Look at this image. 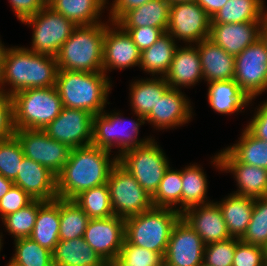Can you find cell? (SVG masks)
I'll return each mask as SVG.
<instances>
[{
    "instance_id": "29",
    "label": "cell",
    "mask_w": 267,
    "mask_h": 266,
    "mask_svg": "<svg viewBox=\"0 0 267 266\" xmlns=\"http://www.w3.org/2000/svg\"><path fill=\"white\" fill-rule=\"evenodd\" d=\"M54 266H97L104 260L84 240H60L52 252Z\"/></svg>"
},
{
    "instance_id": "59",
    "label": "cell",
    "mask_w": 267,
    "mask_h": 266,
    "mask_svg": "<svg viewBox=\"0 0 267 266\" xmlns=\"http://www.w3.org/2000/svg\"><path fill=\"white\" fill-rule=\"evenodd\" d=\"M6 266H18L17 264L13 263L11 260L9 261V263H7Z\"/></svg>"
},
{
    "instance_id": "43",
    "label": "cell",
    "mask_w": 267,
    "mask_h": 266,
    "mask_svg": "<svg viewBox=\"0 0 267 266\" xmlns=\"http://www.w3.org/2000/svg\"><path fill=\"white\" fill-rule=\"evenodd\" d=\"M162 263L164 257L160 253L132 245L126 240L120 254L114 260L115 266H160Z\"/></svg>"
},
{
    "instance_id": "6",
    "label": "cell",
    "mask_w": 267,
    "mask_h": 266,
    "mask_svg": "<svg viewBox=\"0 0 267 266\" xmlns=\"http://www.w3.org/2000/svg\"><path fill=\"white\" fill-rule=\"evenodd\" d=\"M11 98L15 129L44 130L63 108L55 86L22 90Z\"/></svg>"
},
{
    "instance_id": "50",
    "label": "cell",
    "mask_w": 267,
    "mask_h": 266,
    "mask_svg": "<svg viewBox=\"0 0 267 266\" xmlns=\"http://www.w3.org/2000/svg\"><path fill=\"white\" fill-rule=\"evenodd\" d=\"M246 128L258 139L267 141V100L257 108Z\"/></svg>"
},
{
    "instance_id": "30",
    "label": "cell",
    "mask_w": 267,
    "mask_h": 266,
    "mask_svg": "<svg viewBox=\"0 0 267 266\" xmlns=\"http://www.w3.org/2000/svg\"><path fill=\"white\" fill-rule=\"evenodd\" d=\"M107 0H47V5L77 26L101 23ZM98 19V20H97Z\"/></svg>"
},
{
    "instance_id": "46",
    "label": "cell",
    "mask_w": 267,
    "mask_h": 266,
    "mask_svg": "<svg viewBox=\"0 0 267 266\" xmlns=\"http://www.w3.org/2000/svg\"><path fill=\"white\" fill-rule=\"evenodd\" d=\"M34 199L19 186L12 188L0 199V217L3 219L7 215L17 212L28 206Z\"/></svg>"
},
{
    "instance_id": "28",
    "label": "cell",
    "mask_w": 267,
    "mask_h": 266,
    "mask_svg": "<svg viewBox=\"0 0 267 266\" xmlns=\"http://www.w3.org/2000/svg\"><path fill=\"white\" fill-rule=\"evenodd\" d=\"M216 203L220 207L230 236L241 239L250 223L255 199L232 193Z\"/></svg>"
},
{
    "instance_id": "9",
    "label": "cell",
    "mask_w": 267,
    "mask_h": 266,
    "mask_svg": "<svg viewBox=\"0 0 267 266\" xmlns=\"http://www.w3.org/2000/svg\"><path fill=\"white\" fill-rule=\"evenodd\" d=\"M21 22L33 27L32 48L30 47L28 50L53 57H56L61 46L77 27L48 5Z\"/></svg>"
},
{
    "instance_id": "12",
    "label": "cell",
    "mask_w": 267,
    "mask_h": 266,
    "mask_svg": "<svg viewBox=\"0 0 267 266\" xmlns=\"http://www.w3.org/2000/svg\"><path fill=\"white\" fill-rule=\"evenodd\" d=\"M234 80L250 100L267 90V47L261 38L235 56Z\"/></svg>"
},
{
    "instance_id": "48",
    "label": "cell",
    "mask_w": 267,
    "mask_h": 266,
    "mask_svg": "<svg viewBox=\"0 0 267 266\" xmlns=\"http://www.w3.org/2000/svg\"><path fill=\"white\" fill-rule=\"evenodd\" d=\"M122 29L128 32L140 51L151 47L164 34L160 28L150 26Z\"/></svg>"
},
{
    "instance_id": "1",
    "label": "cell",
    "mask_w": 267,
    "mask_h": 266,
    "mask_svg": "<svg viewBox=\"0 0 267 266\" xmlns=\"http://www.w3.org/2000/svg\"><path fill=\"white\" fill-rule=\"evenodd\" d=\"M91 145L71 150L69 160L57 175V197L73 199L84 190L107 183L118 156Z\"/></svg>"
},
{
    "instance_id": "22",
    "label": "cell",
    "mask_w": 267,
    "mask_h": 266,
    "mask_svg": "<svg viewBox=\"0 0 267 266\" xmlns=\"http://www.w3.org/2000/svg\"><path fill=\"white\" fill-rule=\"evenodd\" d=\"M220 171H228L234 175L238 190L233 194L261 198L267 197V170L241 162H220L219 153L211 161Z\"/></svg>"
},
{
    "instance_id": "31",
    "label": "cell",
    "mask_w": 267,
    "mask_h": 266,
    "mask_svg": "<svg viewBox=\"0 0 267 266\" xmlns=\"http://www.w3.org/2000/svg\"><path fill=\"white\" fill-rule=\"evenodd\" d=\"M59 198L46 201L38 210V215L34 229L30 238L41 247L47 248L51 252L59 240Z\"/></svg>"
},
{
    "instance_id": "8",
    "label": "cell",
    "mask_w": 267,
    "mask_h": 266,
    "mask_svg": "<svg viewBox=\"0 0 267 266\" xmlns=\"http://www.w3.org/2000/svg\"><path fill=\"white\" fill-rule=\"evenodd\" d=\"M153 138L149 143L126 150L118 156V163L131 173L152 197L157 191L169 161Z\"/></svg>"
},
{
    "instance_id": "13",
    "label": "cell",
    "mask_w": 267,
    "mask_h": 266,
    "mask_svg": "<svg viewBox=\"0 0 267 266\" xmlns=\"http://www.w3.org/2000/svg\"><path fill=\"white\" fill-rule=\"evenodd\" d=\"M211 17L195 2H176L171 4L168 29L174 40L199 43L210 36Z\"/></svg>"
},
{
    "instance_id": "53",
    "label": "cell",
    "mask_w": 267,
    "mask_h": 266,
    "mask_svg": "<svg viewBox=\"0 0 267 266\" xmlns=\"http://www.w3.org/2000/svg\"><path fill=\"white\" fill-rule=\"evenodd\" d=\"M14 182L0 174V199L12 188Z\"/></svg>"
},
{
    "instance_id": "4",
    "label": "cell",
    "mask_w": 267,
    "mask_h": 266,
    "mask_svg": "<svg viewBox=\"0 0 267 266\" xmlns=\"http://www.w3.org/2000/svg\"><path fill=\"white\" fill-rule=\"evenodd\" d=\"M107 23L77 26L61 46L56 61L59 70L103 72V49Z\"/></svg>"
},
{
    "instance_id": "58",
    "label": "cell",
    "mask_w": 267,
    "mask_h": 266,
    "mask_svg": "<svg viewBox=\"0 0 267 266\" xmlns=\"http://www.w3.org/2000/svg\"><path fill=\"white\" fill-rule=\"evenodd\" d=\"M265 266H267V244L263 247Z\"/></svg>"
},
{
    "instance_id": "19",
    "label": "cell",
    "mask_w": 267,
    "mask_h": 266,
    "mask_svg": "<svg viewBox=\"0 0 267 266\" xmlns=\"http://www.w3.org/2000/svg\"><path fill=\"white\" fill-rule=\"evenodd\" d=\"M181 89L169 88L145 118L157 129H169L188 123L192 118V107Z\"/></svg>"
},
{
    "instance_id": "54",
    "label": "cell",
    "mask_w": 267,
    "mask_h": 266,
    "mask_svg": "<svg viewBox=\"0 0 267 266\" xmlns=\"http://www.w3.org/2000/svg\"><path fill=\"white\" fill-rule=\"evenodd\" d=\"M261 39L265 42L266 47H267V14L265 15L263 22H262Z\"/></svg>"
},
{
    "instance_id": "11",
    "label": "cell",
    "mask_w": 267,
    "mask_h": 266,
    "mask_svg": "<svg viewBox=\"0 0 267 266\" xmlns=\"http://www.w3.org/2000/svg\"><path fill=\"white\" fill-rule=\"evenodd\" d=\"M24 156L49 169L56 176L69 160L71 148L50 138L44 130L15 129Z\"/></svg>"
},
{
    "instance_id": "21",
    "label": "cell",
    "mask_w": 267,
    "mask_h": 266,
    "mask_svg": "<svg viewBox=\"0 0 267 266\" xmlns=\"http://www.w3.org/2000/svg\"><path fill=\"white\" fill-rule=\"evenodd\" d=\"M13 182L34 200L52 201L57 198V176L32 159H22Z\"/></svg>"
},
{
    "instance_id": "56",
    "label": "cell",
    "mask_w": 267,
    "mask_h": 266,
    "mask_svg": "<svg viewBox=\"0 0 267 266\" xmlns=\"http://www.w3.org/2000/svg\"><path fill=\"white\" fill-rule=\"evenodd\" d=\"M97 266H115V265H114V261L104 260L103 262H101Z\"/></svg>"
},
{
    "instance_id": "36",
    "label": "cell",
    "mask_w": 267,
    "mask_h": 266,
    "mask_svg": "<svg viewBox=\"0 0 267 266\" xmlns=\"http://www.w3.org/2000/svg\"><path fill=\"white\" fill-rule=\"evenodd\" d=\"M59 240L82 238L90 218L72 200L59 198Z\"/></svg>"
},
{
    "instance_id": "49",
    "label": "cell",
    "mask_w": 267,
    "mask_h": 266,
    "mask_svg": "<svg viewBox=\"0 0 267 266\" xmlns=\"http://www.w3.org/2000/svg\"><path fill=\"white\" fill-rule=\"evenodd\" d=\"M9 2L20 21L35 15L47 5V0H10Z\"/></svg>"
},
{
    "instance_id": "2",
    "label": "cell",
    "mask_w": 267,
    "mask_h": 266,
    "mask_svg": "<svg viewBox=\"0 0 267 266\" xmlns=\"http://www.w3.org/2000/svg\"><path fill=\"white\" fill-rule=\"evenodd\" d=\"M56 57L37 54L24 47L7 48L0 74V89L8 96L32 89L52 87L58 73ZM11 89L6 91L5 84Z\"/></svg>"
},
{
    "instance_id": "20",
    "label": "cell",
    "mask_w": 267,
    "mask_h": 266,
    "mask_svg": "<svg viewBox=\"0 0 267 266\" xmlns=\"http://www.w3.org/2000/svg\"><path fill=\"white\" fill-rule=\"evenodd\" d=\"M262 22L211 24L209 39L228 54L237 56L261 38Z\"/></svg>"
},
{
    "instance_id": "38",
    "label": "cell",
    "mask_w": 267,
    "mask_h": 266,
    "mask_svg": "<svg viewBox=\"0 0 267 266\" xmlns=\"http://www.w3.org/2000/svg\"><path fill=\"white\" fill-rule=\"evenodd\" d=\"M182 186L181 170H172L169 166L157 191L152 196L153 207L176 209L175 205L180 204L176 210L181 214Z\"/></svg>"
},
{
    "instance_id": "17",
    "label": "cell",
    "mask_w": 267,
    "mask_h": 266,
    "mask_svg": "<svg viewBox=\"0 0 267 266\" xmlns=\"http://www.w3.org/2000/svg\"><path fill=\"white\" fill-rule=\"evenodd\" d=\"M113 25L112 27L109 25ZM105 30L103 49V73L111 69L123 70L124 68L140 64L141 51L133 42L128 32L124 31L117 23H110Z\"/></svg>"
},
{
    "instance_id": "55",
    "label": "cell",
    "mask_w": 267,
    "mask_h": 266,
    "mask_svg": "<svg viewBox=\"0 0 267 266\" xmlns=\"http://www.w3.org/2000/svg\"><path fill=\"white\" fill-rule=\"evenodd\" d=\"M7 47L2 44V41H0V74L2 71V64H3V58H4V53L6 51Z\"/></svg>"
},
{
    "instance_id": "25",
    "label": "cell",
    "mask_w": 267,
    "mask_h": 266,
    "mask_svg": "<svg viewBox=\"0 0 267 266\" xmlns=\"http://www.w3.org/2000/svg\"><path fill=\"white\" fill-rule=\"evenodd\" d=\"M233 146L219 152L220 162H241L267 170V141L256 138L247 128Z\"/></svg>"
},
{
    "instance_id": "7",
    "label": "cell",
    "mask_w": 267,
    "mask_h": 266,
    "mask_svg": "<svg viewBox=\"0 0 267 266\" xmlns=\"http://www.w3.org/2000/svg\"><path fill=\"white\" fill-rule=\"evenodd\" d=\"M119 113L120 112L107 113L104 110L94 115L92 128V145L108 151H111L114 146L116 148L118 147L120 149L117 156L121 155L126 150L143 146L152 140V137L143 140L139 138L138 140L139 127L145 124L144 117L136 114L138 117L137 121L128 120L122 118ZM126 120L130 121V126L128 128L124 127V124L127 123Z\"/></svg>"
},
{
    "instance_id": "52",
    "label": "cell",
    "mask_w": 267,
    "mask_h": 266,
    "mask_svg": "<svg viewBox=\"0 0 267 266\" xmlns=\"http://www.w3.org/2000/svg\"><path fill=\"white\" fill-rule=\"evenodd\" d=\"M228 0H196V2L205 10L212 18Z\"/></svg>"
},
{
    "instance_id": "5",
    "label": "cell",
    "mask_w": 267,
    "mask_h": 266,
    "mask_svg": "<svg viewBox=\"0 0 267 266\" xmlns=\"http://www.w3.org/2000/svg\"><path fill=\"white\" fill-rule=\"evenodd\" d=\"M181 217L176 209L152 207L125 219V240L165 255L174 224Z\"/></svg>"
},
{
    "instance_id": "39",
    "label": "cell",
    "mask_w": 267,
    "mask_h": 266,
    "mask_svg": "<svg viewBox=\"0 0 267 266\" xmlns=\"http://www.w3.org/2000/svg\"><path fill=\"white\" fill-rule=\"evenodd\" d=\"M45 202L43 200H34L28 206L2 219L5 229L14 237V240L31 236L38 210Z\"/></svg>"
},
{
    "instance_id": "15",
    "label": "cell",
    "mask_w": 267,
    "mask_h": 266,
    "mask_svg": "<svg viewBox=\"0 0 267 266\" xmlns=\"http://www.w3.org/2000/svg\"><path fill=\"white\" fill-rule=\"evenodd\" d=\"M204 248L199 234L180 217L172 228L164 263L167 266H203Z\"/></svg>"
},
{
    "instance_id": "23",
    "label": "cell",
    "mask_w": 267,
    "mask_h": 266,
    "mask_svg": "<svg viewBox=\"0 0 267 266\" xmlns=\"http://www.w3.org/2000/svg\"><path fill=\"white\" fill-rule=\"evenodd\" d=\"M194 46L189 44L176 49L168 73L164 76L170 88L194 86L203 78L200 54L198 47Z\"/></svg>"
},
{
    "instance_id": "3",
    "label": "cell",
    "mask_w": 267,
    "mask_h": 266,
    "mask_svg": "<svg viewBox=\"0 0 267 266\" xmlns=\"http://www.w3.org/2000/svg\"><path fill=\"white\" fill-rule=\"evenodd\" d=\"M111 83L103 72L58 70L55 87L63 107L82 109L92 115L104 111Z\"/></svg>"
},
{
    "instance_id": "42",
    "label": "cell",
    "mask_w": 267,
    "mask_h": 266,
    "mask_svg": "<svg viewBox=\"0 0 267 266\" xmlns=\"http://www.w3.org/2000/svg\"><path fill=\"white\" fill-rule=\"evenodd\" d=\"M24 153L17 137L0 140V174L14 181L18 175Z\"/></svg>"
},
{
    "instance_id": "27",
    "label": "cell",
    "mask_w": 267,
    "mask_h": 266,
    "mask_svg": "<svg viewBox=\"0 0 267 266\" xmlns=\"http://www.w3.org/2000/svg\"><path fill=\"white\" fill-rule=\"evenodd\" d=\"M208 102L211 108L220 114H233L242 111L252 103L235 80H223L208 83Z\"/></svg>"
},
{
    "instance_id": "24",
    "label": "cell",
    "mask_w": 267,
    "mask_h": 266,
    "mask_svg": "<svg viewBox=\"0 0 267 266\" xmlns=\"http://www.w3.org/2000/svg\"><path fill=\"white\" fill-rule=\"evenodd\" d=\"M195 45L200 54L202 76L207 83L234 79L235 56L209 38Z\"/></svg>"
},
{
    "instance_id": "18",
    "label": "cell",
    "mask_w": 267,
    "mask_h": 266,
    "mask_svg": "<svg viewBox=\"0 0 267 266\" xmlns=\"http://www.w3.org/2000/svg\"><path fill=\"white\" fill-rule=\"evenodd\" d=\"M181 217L199 234L205 245L231 237L216 202L188 208L181 213Z\"/></svg>"
},
{
    "instance_id": "16",
    "label": "cell",
    "mask_w": 267,
    "mask_h": 266,
    "mask_svg": "<svg viewBox=\"0 0 267 266\" xmlns=\"http://www.w3.org/2000/svg\"><path fill=\"white\" fill-rule=\"evenodd\" d=\"M83 238L103 260L114 261L125 241V219L114 215L90 219Z\"/></svg>"
},
{
    "instance_id": "44",
    "label": "cell",
    "mask_w": 267,
    "mask_h": 266,
    "mask_svg": "<svg viewBox=\"0 0 267 266\" xmlns=\"http://www.w3.org/2000/svg\"><path fill=\"white\" fill-rule=\"evenodd\" d=\"M236 249V238L205 245L203 266H232Z\"/></svg>"
},
{
    "instance_id": "60",
    "label": "cell",
    "mask_w": 267,
    "mask_h": 266,
    "mask_svg": "<svg viewBox=\"0 0 267 266\" xmlns=\"http://www.w3.org/2000/svg\"><path fill=\"white\" fill-rule=\"evenodd\" d=\"M1 237H2V235L0 234V251H1V248H2V246H3V245H2L3 243L1 242V241H2V238H1Z\"/></svg>"
},
{
    "instance_id": "14",
    "label": "cell",
    "mask_w": 267,
    "mask_h": 266,
    "mask_svg": "<svg viewBox=\"0 0 267 266\" xmlns=\"http://www.w3.org/2000/svg\"><path fill=\"white\" fill-rule=\"evenodd\" d=\"M93 116L82 109L63 107L44 131L71 149L88 146L92 144Z\"/></svg>"
},
{
    "instance_id": "40",
    "label": "cell",
    "mask_w": 267,
    "mask_h": 266,
    "mask_svg": "<svg viewBox=\"0 0 267 266\" xmlns=\"http://www.w3.org/2000/svg\"><path fill=\"white\" fill-rule=\"evenodd\" d=\"M15 241V254L11 261L18 266H54L52 252L41 247L30 237Z\"/></svg>"
},
{
    "instance_id": "47",
    "label": "cell",
    "mask_w": 267,
    "mask_h": 266,
    "mask_svg": "<svg viewBox=\"0 0 267 266\" xmlns=\"http://www.w3.org/2000/svg\"><path fill=\"white\" fill-rule=\"evenodd\" d=\"M14 134L12 98L0 89V140L10 138Z\"/></svg>"
},
{
    "instance_id": "33",
    "label": "cell",
    "mask_w": 267,
    "mask_h": 266,
    "mask_svg": "<svg viewBox=\"0 0 267 266\" xmlns=\"http://www.w3.org/2000/svg\"><path fill=\"white\" fill-rule=\"evenodd\" d=\"M177 43L172 36L165 32L151 47L141 51L139 67L143 71L164 77L170 68L175 55Z\"/></svg>"
},
{
    "instance_id": "35",
    "label": "cell",
    "mask_w": 267,
    "mask_h": 266,
    "mask_svg": "<svg viewBox=\"0 0 267 266\" xmlns=\"http://www.w3.org/2000/svg\"><path fill=\"white\" fill-rule=\"evenodd\" d=\"M182 213L193 206L210 203L207 200V176L198 165H190L181 170Z\"/></svg>"
},
{
    "instance_id": "45",
    "label": "cell",
    "mask_w": 267,
    "mask_h": 266,
    "mask_svg": "<svg viewBox=\"0 0 267 266\" xmlns=\"http://www.w3.org/2000/svg\"><path fill=\"white\" fill-rule=\"evenodd\" d=\"M232 266H265L263 247L248 244L236 238Z\"/></svg>"
},
{
    "instance_id": "57",
    "label": "cell",
    "mask_w": 267,
    "mask_h": 266,
    "mask_svg": "<svg viewBox=\"0 0 267 266\" xmlns=\"http://www.w3.org/2000/svg\"><path fill=\"white\" fill-rule=\"evenodd\" d=\"M170 4L176 3V2H195L196 0H167Z\"/></svg>"
},
{
    "instance_id": "41",
    "label": "cell",
    "mask_w": 267,
    "mask_h": 266,
    "mask_svg": "<svg viewBox=\"0 0 267 266\" xmlns=\"http://www.w3.org/2000/svg\"><path fill=\"white\" fill-rule=\"evenodd\" d=\"M240 240L261 247L267 244V197L255 198L250 223Z\"/></svg>"
},
{
    "instance_id": "32",
    "label": "cell",
    "mask_w": 267,
    "mask_h": 266,
    "mask_svg": "<svg viewBox=\"0 0 267 266\" xmlns=\"http://www.w3.org/2000/svg\"><path fill=\"white\" fill-rule=\"evenodd\" d=\"M130 88L132 111L146 118L170 86L164 77H154L134 81Z\"/></svg>"
},
{
    "instance_id": "10",
    "label": "cell",
    "mask_w": 267,
    "mask_h": 266,
    "mask_svg": "<svg viewBox=\"0 0 267 266\" xmlns=\"http://www.w3.org/2000/svg\"><path fill=\"white\" fill-rule=\"evenodd\" d=\"M107 185L114 216L126 219L153 207L152 197L119 163L112 168Z\"/></svg>"
},
{
    "instance_id": "34",
    "label": "cell",
    "mask_w": 267,
    "mask_h": 266,
    "mask_svg": "<svg viewBox=\"0 0 267 266\" xmlns=\"http://www.w3.org/2000/svg\"><path fill=\"white\" fill-rule=\"evenodd\" d=\"M263 0H228L212 18L211 24L263 21L267 11Z\"/></svg>"
},
{
    "instance_id": "51",
    "label": "cell",
    "mask_w": 267,
    "mask_h": 266,
    "mask_svg": "<svg viewBox=\"0 0 267 266\" xmlns=\"http://www.w3.org/2000/svg\"><path fill=\"white\" fill-rule=\"evenodd\" d=\"M150 0H114L110 5V23H116L126 12L137 8Z\"/></svg>"
},
{
    "instance_id": "37",
    "label": "cell",
    "mask_w": 267,
    "mask_h": 266,
    "mask_svg": "<svg viewBox=\"0 0 267 266\" xmlns=\"http://www.w3.org/2000/svg\"><path fill=\"white\" fill-rule=\"evenodd\" d=\"M90 219L113 216V208L107 183L87 189L72 199Z\"/></svg>"
},
{
    "instance_id": "26",
    "label": "cell",
    "mask_w": 267,
    "mask_h": 266,
    "mask_svg": "<svg viewBox=\"0 0 267 266\" xmlns=\"http://www.w3.org/2000/svg\"><path fill=\"white\" fill-rule=\"evenodd\" d=\"M170 7L167 0H150L126 12L116 23L121 28L150 26L160 28L165 33L168 29Z\"/></svg>"
}]
</instances>
